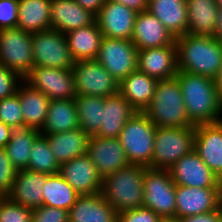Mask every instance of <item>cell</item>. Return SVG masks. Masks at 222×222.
<instances>
[{
	"label": "cell",
	"instance_id": "cell-31",
	"mask_svg": "<svg viewBox=\"0 0 222 222\" xmlns=\"http://www.w3.org/2000/svg\"><path fill=\"white\" fill-rule=\"evenodd\" d=\"M40 135V130L24 122L11 127V138L4 149L17 170L27 168L31 148Z\"/></svg>",
	"mask_w": 222,
	"mask_h": 222
},
{
	"label": "cell",
	"instance_id": "cell-42",
	"mask_svg": "<svg viewBox=\"0 0 222 222\" xmlns=\"http://www.w3.org/2000/svg\"><path fill=\"white\" fill-rule=\"evenodd\" d=\"M18 0H0V30L17 28Z\"/></svg>",
	"mask_w": 222,
	"mask_h": 222
},
{
	"label": "cell",
	"instance_id": "cell-35",
	"mask_svg": "<svg viewBox=\"0 0 222 222\" xmlns=\"http://www.w3.org/2000/svg\"><path fill=\"white\" fill-rule=\"evenodd\" d=\"M74 99L80 128L90 136L95 135L101 126L104 97L76 95Z\"/></svg>",
	"mask_w": 222,
	"mask_h": 222
},
{
	"label": "cell",
	"instance_id": "cell-15",
	"mask_svg": "<svg viewBox=\"0 0 222 222\" xmlns=\"http://www.w3.org/2000/svg\"><path fill=\"white\" fill-rule=\"evenodd\" d=\"M86 154L104 178L130 165L118 138L90 137Z\"/></svg>",
	"mask_w": 222,
	"mask_h": 222
},
{
	"label": "cell",
	"instance_id": "cell-51",
	"mask_svg": "<svg viewBox=\"0 0 222 222\" xmlns=\"http://www.w3.org/2000/svg\"><path fill=\"white\" fill-rule=\"evenodd\" d=\"M219 10H222V0H215Z\"/></svg>",
	"mask_w": 222,
	"mask_h": 222
},
{
	"label": "cell",
	"instance_id": "cell-41",
	"mask_svg": "<svg viewBox=\"0 0 222 222\" xmlns=\"http://www.w3.org/2000/svg\"><path fill=\"white\" fill-rule=\"evenodd\" d=\"M32 222H69L68 211L42 205L33 209Z\"/></svg>",
	"mask_w": 222,
	"mask_h": 222
},
{
	"label": "cell",
	"instance_id": "cell-20",
	"mask_svg": "<svg viewBox=\"0 0 222 222\" xmlns=\"http://www.w3.org/2000/svg\"><path fill=\"white\" fill-rule=\"evenodd\" d=\"M174 35L149 11L137 13L131 41L137 50L176 45Z\"/></svg>",
	"mask_w": 222,
	"mask_h": 222
},
{
	"label": "cell",
	"instance_id": "cell-40",
	"mask_svg": "<svg viewBox=\"0 0 222 222\" xmlns=\"http://www.w3.org/2000/svg\"><path fill=\"white\" fill-rule=\"evenodd\" d=\"M22 81L18 74L0 64V100L13 96Z\"/></svg>",
	"mask_w": 222,
	"mask_h": 222
},
{
	"label": "cell",
	"instance_id": "cell-34",
	"mask_svg": "<svg viewBox=\"0 0 222 222\" xmlns=\"http://www.w3.org/2000/svg\"><path fill=\"white\" fill-rule=\"evenodd\" d=\"M78 197L79 194L59 173L47 175L43 187V205L69 211Z\"/></svg>",
	"mask_w": 222,
	"mask_h": 222
},
{
	"label": "cell",
	"instance_id": "cell-7",
	"mask_svg": "<svg viewBox=\"0 0 222 222\" xmlns=\"http://www.w3.org/2000/svg\"><path fill=\"white\" fill-rule=\"evenodd\" d=\"M34 67L72 70L73 59L64 33L56 29L32 33Z\"/></svg>",
	"mask_w": 222,
	"mask_h": 222
},
{
	"label": "cell",
	"instance_id": "cell-2",
	"mask_svg": "<svg viewBox=\"0 0 222 222\" xmlns=\"http://www.w3.org/2000/svg\"><path fill=\"white\" fill-rule=\"evenodd\" d=\"M179 71L215 78L222 65V42L186 33L176 37Z\"/></svg>",
	"mask_w": 222,
	"mask_h": 222
},
{
	"label": "cell",
	"instance_id": "cell-52",
	"mask_svg": "<svg viewBox=\"0 0 222 222\" xmlns=\"http://www.w3.org/2000/svg\"><path fill=\"white\" fill-rule=\"evenodd\" d=\"M4 197L5 196L2 193H0V202L3 200Z\"/></svg>",
	"mask_w": 222,
	"mask_h": 222
},
{
	"label": "cell",
	"instance_id": "cell-11",
	"mask_svg": "<svg viewBox=\"0 0 222 222\" xmlns=\"http://www.w3.org/2000/svg\"><path fill=\"white\" fill-rule=\"evenodd\" d=\"M96 60L120 83L137 70L138 50L131 40L103 36Z\"/></svg>",
	"mask_w": 222,
	"mask_h": 222
},
{
	"label": "cell",
	"instance_id": "cell-10",
	"mask_svg": "<svg viewBox=\"0 0 222 222\" xmlns=\"http://www.w3.org/2000/svg\"><path fill=\"white\" fill-rule=\"evenodd\" d=\"M76 95L108 97L119 92V83L96 60H78L72 67Z\"/></svg>",
	"mask_w": 222,
	"mask_h": 222
},
{
	"label": "cell",
	"instance_id": "cell-4",
	"mask_svg": "<svg viewBox=\"0 0 222 222\" xmlns=\"http://www.w3.org/2000/svg\"><path fill=\"white\" fill-rule=\"evenodd\" d=\"M146 168L130 164L103 178L101 193L118 214L143 207V177Z\"/></svg>",
	"mask_w": 222,
	"mask_h": 222
},
{
	"label": "cell",
	"instance_id": "cell-47",
	"mask_svg": "<svg viewBox=\"0 0 222 222\" xmlns=\"http://www.w3.org/2000/svg\"><path fill=\"white\" fill-rule=\"evenodd\" d=\"M11 138V127L0 121V148H4Z\"/></svg>",
	"mask_w": 222,
	"mask_h": 222
},
{
	"label": "cell",
	"instance_id": "cell-12",
	"mask_svg": "<svg viewBox=\"0 0 222 222\" xmlns=\"http://www.w3.org/2000/svg\"><path fill=\"white\" fill-rule=\"evenodd\" d=\"M23 80L44 93L50 100L76 97L72 70L38 66L34 67Z\"/></svg>",
	"mask_w": 222,
	"mask_h": 222
},
{
	"label": "cell",
	"instance_id": "cell-53",
	"mask_svg": "<svg viewBox=\"0 0 222 222\" xmlns=\"http://www.w3.org/2000/svg\"><path fill=\"white\" fill-rule=\"evenodd\" d=\"M219 180H220V185L222 187V176L219 178Z\"/></svg>",
	"mask_w": 222,
	"mask_h": 222
},
{
	"label": "cell",
	"instance_id": "cell-48",
	"mask_svg": "<svg viewBox=\"0 0 222 222\" xmlns=\"http://www.w3.org/2000/svg\"><path fill=\"white\" fill-rule=\"evenodd\" d=\"M213 37L222 42V10H219Z\"/></svg>",
	"mask_w": 222,
	"mask_h": 222
},
{
	"label": "cell",
	"instance_id": "cell-8",
	"mask_svg": "<svg viewBox=\"0 0 222 222\" xmlns=\"http://www.w3.org/2000/svg\"><path fill=\"white\" fill-rule=\"evenodd\" d=\"M32 33L19 28L0 30V64L22 79L34 68Z\"/></svg>",
	"mask_w": 222,
	"mask_h": 222
},
{
	"label": "cell",
	"instance_id": "cell-22",
	"mask_svg": "<svg viewBox=\"0 0 222 222\" xmlns=\"http://www.w3.org/2000/svg\"><path fill=\"white\" fill-rule=\"evenodd\" d=\"M69 222H118V213L102 193L79 195L68 211Z\"/></svg>",
	"mask_w": 222,
	"mask_h": 222
},
{
	"label": "cell",
	"instance_id": "cell-26",
	"mask_svg": "<svg viewBox=\"0 0 222 222\" xmlns=\"http://www.w3.org/2000/svg\"><path fill=\"white\" fill-rule=\"evenodd\" d=\"M148 11L154 15L175 38L187 33L188 13L186 0H149Z\"/></svg>",
	"mask_w": 222,
	"mask_h": 222
},
{
	"label": "cell",
	"instance_id": "cell-14",
	"mask_svg": "<svg viewBox=\"0 0 222 222\" xmlns=\"http://www.w3.org/2000/svg\"><path fill=\"white\" fill-rule=\"evenodd\" d=\"M175 217L181 219L218 210L222 206V188H198L176 185Z\"/></svg>",
	"mask_w": 222,
	"mask_h": 222
},
{
	"label": "cell",
	"instance_id": "cell-50",
	"mask_svg": "<svg viewBox=\"0 0 222 222\" xmlns=\"http://www.w3.org/2000/svg\"><path fill=\"white\" fill-rule=\"evenodd\" d=\"M158 222H181L177 217H160Z\"/></svg>",
	"mask_w": 222,
	"mask_h": 222
},
{
	"label": "cell",
	"instance_id": "cell-46",
	"mask_svg": "<svg viewBox=\"0 0 222 222\" xmlns=\"http://www.w3.org/2000/svg\"><path fill=\"white\" fill-rule=\"evenodd\" d=\"M82 8L92 13L94 16L98 14L106 0H74Z\"/></svg>",
	"mask_w": 222,
	"mask_h": 222
},
{
	"label": "cell",
	"instance_id": "cell-24",
	"mask_svg": "<svg viewBox=\"0 0 222 222\" xmlns=\"http://www.w3.org/2000/svg\"><path fill=\"white\" fill-rule=\"evenodd\" d=\"M95 16L82 8L74 0H51L50 25L61 33L89 26Z\"/></svg>",
	"mask_w": 222,
	"mask_h": 222
},
{
	"label": "cell",
	"instance_id": "cell-21",
	"mask_svg": "<svg viewBox=\"0 0 222 222\" xmlns=\"http://www.w3.org/2000/svg\"><path fill=\"white\" fill-rule=\"evenodd\" d=\"M47 175L27 169L17 170L13 186L7 197L27 208L34 209L42 206L43 187Z\"/></svg>",
	"mask_w": 222,
	"mask_h": 222
},
{
	"label": "cell",
	"instance_id": "cell-6",
	"mask_svg": "<svg viewBox=\"0 0 222 222\" xmlns=\"http://www.w3.org/2000/svg\"><path fill=\"white\" fill-rule=\"evenodd\" d=\"M194 127H156L151 169L168 170L194 149Z\"/></svg>",
	"mask_w": 222,
	"mask_h": 222
},
{
	"label": "cell",
	"instance_id": "cell-17",
	"mask_svg": "<svg viewBox=\"0 0 222 222\" xmlns=\"http://www.w3.org/2000/svg\"><path fill=\"white\" fill-rule=\"evenodd\" d=\"M79 195L100 193L103 178L87 154L60 164L58 172Z\"/></svg>",
	"mask_w": 222,
	"mask_h": 222
},
{
	"label": "cell",
	"instance_id": "cell-16",
	"mask_svg": "<svg viewBox=\"0 0 222 222\" xmlns=\"http://www.w3.org/2000/svg\"><path fill=\"white\" fill-rule=\"evenodd\" d=\"M136 16L127 6L106 0L95 21L104 37L131 40Z\"/></svg>",
	"mask_w": 222,
	"mask_h": 222
},
{
	"label": "cell",
	"instance_id": "cell-25",
	"mask_svg": "<svg viewBox=\"0 0 222 222\" xmlns=\"http://www.w3.org/2000/svg\"><path fill=\"white\" fill-rule=\"evenodd\" d=\"M157 82L136 70L119 83V93L137 112H143L151 103Z\"/></svg>",
	"mask_w": 222,
	"mask_h": 222
},
{
	"label": "cell",
	"instance_id": "cell-44",
	"mask_svg": "<svg viewBox=\"0 0 222 222\" xmlns=\"http://www.w3.org/2000/svg\"><path fill=\"white\" fill-rule=\"evenodd\" d=\"M222 218V206L218 210L181 218V222H219Z\"/></svg>",
	"mask_w": 222,
	"mask_h": 222
},
{
	"label": "cell",
	"instance_id": "cell-13",
	"mask_svg": "<svg viewBox=\"0 0 222 222\" xmlns=\"http://www.w3.org/2000/svg\"><path fill=\"white\" fill-rule=\"evenodd\" d=\"M176 185L198 188H222L219 177L203 162L194 149L169 169Z\"/></svg>",
	"mask_w": 222,
	"mask_h": 222
},
{
	"label": "cell",
	"instance_id": "cell-38",
	"mask_svg": "<svg viewBox=\"0 0 222 222\" xmlns=\"http://www.w3.org/2000/svg\"><path fill=\"white\" fill-rule=\"evenodd\" d=\"M0 121L9 127L23 122L20 98L17 93L0 100Z\"/></svg>",
	"mask_w": 222,
	"mask_h": 222
},
{
	"label": "cell",
	"instance_id": "cell-23",
	"mask_svg": "<svg viewBox=\"0 0 222 222\" xmlns=\"http://www.w3.org/2000/svg\"><path fill=\"white\" fill-rule=\"evenodd\" d=\"M136 112L137 111L119 92L112 96L104 97L101 126L95 136L117 138L126 122Z\"/></svg>",
	"mask_w": 222,
	"mask_h": 222
},
{
	"label": "cell",
	"instance_id": "cell-49",
	"mask_svg": "<svg viewBox=\"0 0 222 222\" xmlns=\"http://www.w3.org/2000/svg\"><path fill=\"white\" fill-rule=\"evenodd\" d=\"M214 81H215V87L219 94L220 101L222 102V65L220 67L218 75L214 78Z\"/></svg>",
	"mask_w": 222,
	"mask_h": 222
},
{
	"label": "cell",
	"instance_id": "cell-5",
	"mask_svg": "<svg viewBox=\"0 0 222 222\" xmlns=\"http://www.w3.org/2000/svg\"><path fill=\"white\" fill-rule=\"evenodd\" d=\"M156 126L144 112H136L117 137L130 164L151 167Z\"/></svg>",
	"mask_w": 222,
	"mask_h": 222
},
{
	"label": "cell",
	"instance_id": "cell-43",
	"mask_svg": "<svg viewBox=\"0 0 222 222\" xmlns=\"http://www.w3.org/2000/svg\"><path fill=\"white\" fill-rule=\"evenodd\" d=\"M160 216L153 210L140 207L118 214V222H158Z\"/></svg>",
	"mask_w": 222,
	"mask_h": 222
},
{
	"label": "cell",
	"instance_id": "cell-3",
	"mask_svg": "<svg viewBox=\"0 0 222 222\" xmlns=\"http://www.w3.org/2000/svg\"><path fill=\"white\" fill-rule=\"evenodd\" d=\"M143 112L156 127H194L187 116L176 77L158 80L151 103Z\"/></svg>",
	"mask_w": 222,
	"mask_h": 222
},
{
	"label": "cell",
	"instance_id": "cell-27",
	"mask_svg": "<svg viewBox=\"0 0 222 222\" xmlns=\"http://www.w3.org/2000/svg\"><path fill=\"white\" fill-rule=\"evenodd\" d=\"M16 93L20 98L23 122L32 128L41 130L47 118L50 99L24 80L19 84Z\"/></svg>",
	"mask_w": 222,
	"mask_h": 222
},
{
	"label": "cell",
	"instance_id": "cell-37",
	"mask_svg": "<svg viewBox=\"0 0 222 222\" xmlns=\"http://www.w3.org/2000/svg\"><path fill=\"white\" fill-rule=\"evenodd\" d=\"M33 209L10 200L7 196L0 202V222H32Z\"/></svg>",
	"mask_w": 222,
	"mask_h": 222
},
{
	"label": "cell",
	"instance_id": "cell-32",
	"mask_svg": "<svg viewBox=\"0 0 222 222\" xmlns=\"http://www.w3.org/2000/svg\"><path fill=\"white\" fill-rule=\"evenodd\" d=\"M187 33L213 37L219 9L215 0H186Z\"/></svg>",
	"mask_w": 222,
	"mask_h": 222
},
{
	"label": "cell",
	"instance_id": "cell-29",
	"mask_svg": "<svg viewBox=\"0 0 222 222\" xmlns=\"http://www.w3.org/2000/svg\"><path fill=\"white\" fill-rule=\"evenodd\" d=\"M79 126L75 99L50 100L47 118L41 135L72 131Z\"/></svg>",
	"mask_w": 222,
	"mask_h": 222
},
{
	"label": "cell",
	"instance_id": "cell-36",
	"mask_svg": "<svg viewBox=\"0 0 222 222\" xmlns=\"http://www.w3.org/2000/svg\"><path fill=\"white\" fill-rule=\"evenodd\" d=\"M59 167L49 146V141L45 136L40 135L31 148L26 169L53 175L59 172Z\"/></svg>",
	"mask_w": 222,
	"mask_h": 222
},
{
	"label": "cell",
	"instance_id": "cell-45",
	"mask_svg": "<svg viewBox=\"0 0 222 222\" xmlns=\"http://www.w3.org/2000/svg\"><path fill=\"white\" fill-rule=\"evenodd\" d=\"M119 4H123L135 11L136 13L148 11L149 0H110Z\"/></svg>",
	"mask_w": 222,
	"mask_h": 222
},
{
	"label": "cell",
	"instance_id": "cell-18",
	"mask_svg": "<svg viewBox=\"0 0 222 222\" xmlns=\"http://www.w3.org/2000/svg\"><path fill=\"white\" fill-rule=\"evenodd\" d=\"M137 70L157 80L174 78L179 71L176 45L138 50Z\"/></svg>",
	"mask_w": 222,
	"mask_h": 222
},
{
	"label": "cell",
	"instance_id": "cell-1",
	"mask_svg": "<svg viewBox=\"0 0 222 222\" xmlns=\"http://www.w3.org/2000/svg\"><path fill=\"white\" fill-rule=\"evenodd\" d=\"M181 86L188 118L194 126L222 121V102L213 78L178 71L175 76Z\"/></svg>",
	"mask_w": 222,
	"mask_h": 222
},
{
	"label": "cell",
	"instance_id": "cell-39",
	"mask_svg": "<svg viewBox=\"0 0 222 222\" xmlns=\"http://www.w3.org/2000/svg\"><path fill=\"white\" fill-rule=\"evenodd\" d=\"M17 169L12 165L4 148H0V193L7 196L13 186Z\"/></svg>",
	"mask_w": 222,
	"mask_h": 222
},
{
	"label": "cell",
	"instance_id": "cell-30",
	"mask_svg": "<svg viewBox=\"0 0 222 222\" xmlns=\"http://www.w3.org/2000/svg\"><path fill=\"white\" fill-rule=\"evenodd\" d=\"M65 37L75 61L97 58L103 35L96 21L65 33Z\"/></svg>",
	"mask_w": 222,
	"mask_h": 222
},
{
	"label": "cell",
	"instance_id": "cell-28",
	"mask_svg": "<svg viewBox=\"0 0 222 222\" xmlns=\"http://www.w3.org/2000/svg\"><path fill=\"white\" fill-rule=\"evenodd\" d=\"M43 136L49 141L51 151L59 165L86 154L91 137L81 128Z\"/></svg>",
	"mask_w": 222,
	"mask_h": 222
},
{
	"label": "cell",
	"instance_id": "cell-19",
	"mask_svg": "<svg viewBox=\"0 0 222 222\" xmlns=\"http://www.w3.org/2000/svg\"><path fill=\"white\" fill-rule=\"evenodd\" d=\"M194 151L219 178L222 176V121L195 126Z\"/></svg>",
	"mask_w": 222,
	"mask_h": 222
},
{
	"label": "cell",
	"instance_id": "cell-33",
	"mask_svg": "<svg viewBox=\"0 0 222 222\" xmlns=\"http://www.w3.org/2000/svg\"><path fill=\"white\" fill-rule=\"evenodd\" d=\"M17 28L36 33L51 29V0H18Z\"/></svg>",
	"mask_w": 222,
	"mask_h": 222
},
{
	"label": "cell",
	"instance_id": "cell-9",
	"mask_svg": "<svg viewBox=\"0 0 222 222\" xmlns=\"http://www.w3.org/2000/svg\"><path fill=\"white\" fill-rule=\"evenodd\" d=\"M143 207L160 217H175L176 184L169 170L146 168L143 177Z\"/></svg>",
	"mask_w": 222,
	"mask_h": 222
}]
</instances>
